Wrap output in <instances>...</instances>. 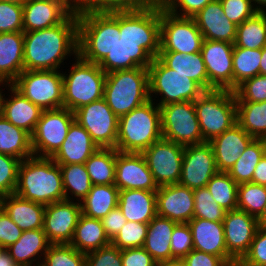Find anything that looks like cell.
Returning <instances> with one entry per match:
<instances>
[{"instance_id": "obj_1", "label": "cell", "mask_w": 266, "mask_h": 266, "mask_svg": "<svg viewBox=\"0 0 266 266\" xmlns=\"http://www.w3.org/2000/svg\"><path fill=\"white\" fill-rule=\"evenodd\" d=\"M72 50L77 56V13L54 27L24 32V70H57Z\"/></svg>"}, {"instance_id": "obj_2", "label": "cell", "mask_w": 266, "mask_h": 266, "mask_svg": "<svg viewBox=\"0 0 266 266\" xmlns=\"http://www.w3.org/2000/svg\"><path fill=\"white\" fill-rule=\"evenodd\" d=\"M14 194L44 206L65 200L60 166L48 157L22 160Z\"/></svg>"}, {"instance_id": "obj_3", "label": "cell", "mask_w": 266, "mask_h": 266, "mask_svg": "<svg viewBox=\"0 0 266 266\" xmlns=\"http://www.w3.org/2000/svg\"><path fill=\"white\" fill-rule=\"evenodd\" d=\"M78 55L99 64L120 39L119 11H78Z\"/></svg>"}, {"instance_id": "obj_4", "label": "cell", "mask_w": 266, "mask_h": 266, "mask_svg": "<svg viewBox=\"0 0 266 266\" xmlns=\"http://www.w3.org/2000/svg\"><path fill=\"white\" fill-rule=\"evenodd\" d=\"M152 98L119 118L116 150L142 153L162 138L160 107Z\"/></svg>"}, {"instance_id": "obj_5", "label": "cell", "mask_w": 266, "mask_h": 266, "mask_svg": "<svg viewBox=\"0 0 266 266\" xmlns=\"http://www.w3.org/2000/svg\"><path fill=\"white\" fill-rule=\"evenodd\" d=\"M148 68L136 67L106 74L104 99L120 118L151 99Z\"/></svg>"}, {"instance_id": "obj_6", "label": "cell", "mask_w": 266, "mask_h": 266, "mask_svg": "<svg viewBox=\"0 0 266 266\" xmlns=\"http://www.w3.org/2000/svg\"><path fill=\"white\" fill-rule=\"evenodd\" d=\"M106 73L98 64L77 55L68 76L63 75V108L74 112L104 97Z\"/></svg>"}, {"instance_id": "obj_7", "label": "cell", "mask_w": 266, "mask_h": 266, "mask_svg": "<svg viewBox=\"0 0 266 266\" xmlns=\"http://www.w3.org/2000/svg\"><path fill=\"white\" fill-rule=\"evenodd\" d=\"M203 140L209 142L237 123L234 91H205L194 101Z\"/></svg>"}, {"instance_id": "obj_8", "label": "cell", "mask_w": 266, "mask_h": 266, "mask_svg": "<svg viewBox=\"0 0 266 266\" xmlns=\"http://www.w3.org/2000/svg\"><path fill=\"white\" fill-rule=\"evenodd\" d=\"M120 38L123 42L140 43L153 58L160 52V3L150 7L119 11Z\"/></svg>"}, {"instance_id": "obj_9", "label": "cell", "mask_w": 266, "mask_h": 266, "mask_svg": "<svg viewBox=\"0 0 266 266\" xmlns=\"http://www.w3.org/2000/svg\"><path fill=\"white\" fill-rule=\"evenodd\" d=\"M11 85L42 110L63 108V74L56 70H24Z\"/></svg>"}, {"instance_id": "obj_10", "label": "cell", "mask_w": 266, "mask_h": 266, "mask_svg": "<svg viewBox=\"0 0 266 266\" xmlns=\"http://www.w3.org/2000/svg\"><path fill=\"white\" fill-rule=\"evenodd\" d=\"M149 93L164 95L158 106L170 103L195 101L205 90L195 81L168 68L158 57L148 67Z\"/></svg>"}, {"instance_id": "obj_11", "label": "cell", "mask_w": 266, "mask_h": 266, "mask_svg": "<svg viewBox=\"0 0 266 266\" xmlns=\"http://www.w3.org/2000/svg\"><path fill=\"white\" fill-rule=\"evenodd\" d=\"M162 138L182 146L205 142L197 119L194 101L176 102L160 107Z\"/></svg>"}, {"instance_id": "obj_12", "label": "cell", "mask_w": 266, "mask_h": 266, "mask_svg": "<svg viewBox=\"0 0 266 266\" xmlns=\"http://www.w3.org/2000/svg\"><path fill=\"white\" fill-rule=\"evenodd\" d=\"M203 41L193 18L172 15L160 5V52H200Z\"/></svg>"}, {"instance_id": "obj_13", "label": "cell", "mask_w": 266, "mask_h": 266, "mask_svg": "<svg viewBox=\"0 0 266 266\" xmlns=\"http://www.w3.org/2000/svg\"><path fill=\"white\" fill-rule=\"evenodd\" d=\"M74 120V112L67 108L43 110L31 135L34 156L42 151V155L37 157L51 158L65 141L69 127Z\"/></svg>"}, {"instance_id": "obj_14", "label": "cell", "mask_w": 266, "mask_h": 266, "mask_svg": "<svg viewBox=\"0 0 266 266\" xmlns=\"http://www.w3.org/2000/svg\"><path fill=\"white\" fill-rule=\"evenodd\" d=\"M74 118L99 148H116L119 118L104 98L75 110Z\"/></svg>"}, {"instance_id": "obj_15", "label": "cell", "mask_w": 266, "mask_h": 266, "mask_svg": "<svg viewBox=\"0 0 266 266\" xmlns=\"http://www.w3.org/2000/svg\"><path fill=\"white\" fill-rule=\"evenodd\" d=\"M185 146L161 138L142 152L157 186L178 184Z\"/></svg>"}, {"instance_id": "obj_16", "label": "cell", "mask_w": 266, "mask_h": 266, "mask_svg": "<svg viewBox=\"0 0 266 266\" xmlns=\"http://www.w3.org/2000/svg\"><path fill=\"white\" fill-rule=\"evenodd\" d=\"M233 47L225 41H203L200 52L208 74V91H233Z\"/></svg>"}, {"instance_id": "obj_17", "label": "cell", "mask_w": 266, "mask_h": 266, "mask_svg": "<svg viewBox=\"0 0 266 266\" xmlns=\"http://www.w3.org/2000/svg\"><path fill=\"white\" fill-rule=\"evenodd\" d=\"M218 172L209 142L185 146L179 183L192 190L206 187Z\"/></svg>"}, {"instance_id": "obj_18", "label": "cell", "mask_w": 266, "mask_h": 266, "mask_svg": "<svg viewBox=\"0 0 266 266\" xmlns=\"http://www.w3.org/2000/svg\"><path fill=\"white\" fill-rule=\"evenodd\" d=\"M81 211V203L70 200L54 202L45 207L43 230L51 244H70Z\"/></svg>"}, {"instance_id": "obj_19", "label": "cell", "mask_w": 266, "mask_h": 266, "mask_svg": "<svg viewBox=\"0 0 266 266\" xmlns=\"http://www.w3.org/2000/svg\"><path fill=\"white\" fill-rule=\"evenodd\" d=\"M259 223L256 217L239 209L226 212L223 219L228 254L239 263L248 253Z\"/></svg>"}, {"instance_id": "obj_20", "label": "cell", "mask_w": 266, "mask_h": 266, "mask_svg": "<svg viewBox=\"0 0 266 266\" xmlns=\"http://www.w3.org/2000/svg\"><path fill=\"white\" fill-rule=\"evenodd\" d=\"M114 185L119 190H158L142 153L117 151Z\"/></svg>"}, {"instance_id": "obj_21", "label": "cell", "mask_w": 266, "mask_h": 266, "mask_svg": "<svg viewBox=\"0 0 266 266\" xmlns=\"http://www.w3.org/2000/svg\"><path fill=\"white\" fill-rule=\"evenodd\" d=\"M194 190L180 184L159 186L156 191L157 216L177 223H188L194 218Z\"/></svg>"}, {"instance_id": "obj_22", "label": "cell", "mask_w": 266, "mask_h": 266, "mask_svg": "<svg viewBox=\"0 0 266 266\" xmlns=\"http://www.w3.org/2000/svg\"><path fill=\"white\" fill-rule=\"evenodd\" d=\"M254 139L238 123L211 139L218 172H228Z\"/></svg>"}, {"instance_id": "obj_23", "label": "cell", "mask_w": 266, "mask_h": 266, "mask_svg": "<svg viewBox=\"0 0 266 266\" xmlns=\"http://www.w3.org/2000/svg\"><path fill=\"white\" fill-rule=\"evenodd\" d=\"M204 40L234 44L237 26L223 12L220 0H213L192 17Z\"/></svg>"}, {"instance_id": "obj_24", "label": "cell", "mask_w": 266, "mask_h": 266, "mask_svg": "<svg viewBox=\"0 0 266 266\" xmlns=\"http://www.w3.org/2000/svg\"><path fill=\"white\" fill-rule=\"evenodd\" d=\"M188 225L195 250L222 257L229 265L237 263L227 252L223 222L193 218Z\"/></svg>"}, {"instance_id": "obj_25", "label": "cell", "mask_w": 266, "mask_h": 266, "mask_svg": "<svg viewBox=\"0 0 266 266\" xmlns=\"http://www.w3.org/2000/svg\"><path fill=\"white\" fill-rule=\"evenodd\" d=\"M99 147L90 134L74 120L65 141L51 157L58 165L84 164Z\"/></svg>"}, {"instance_id": "obj_26", "label": "cell", "mask_w": 266, "mask_h": 266, "mask_svg": "<svg viewBox=\"0 0 266 266\" xmlns=\"http://www.w3.org/2000/svg\"><path fill=\"white\" fill-rule=\"evenodd\" d=\"M154 58L140 43L123 42L117 39L112 51L98 64L107 74L136 67L148 68Z\"/></svg>"}, {"instance_id": "obj_27", "label": "cell", "mask_w": 266, "mask_h": 266, "mask_svg": "<svg viewBox=\"0 0 266 266\" xmlns=\"http://www.w3.org/2000/svg\"><path fill=\"white\" fill-rule=\"evenodd\" d=\"M10 89L14 97L9 101L4 100L0 92V114L11 124L32 135L43 110L24 97L11 84Z\"/></svg>"}, {"instance_id": "obj_28", "label": "cell", "mask_w": 266, "mask_h": 266, "mask_svg": "<svg viewBox=\"0 0 266 266\" xmlns=\"http://www.w3.org/2000/svg\"><path fill=\"white\" fill-rule=\"evenodd\" d=\"M69 15L61 4L28 0L23 4V32L54 27L61 24Z\"/></svg>"}, {"instance_id": "obj_29", "label": "cell", "mask_w": 266, "mask_h": 266, "mask_svg": "<svg viewBox=\"0 0 266 266\" xmlns=\"http://www.w3.org/2000/svg\"><path fill=\"white\" fill-rule=\"evenodd\" d=\"M24 71V32L0 33V81L11 84Z\"/></svg>"}, {"instance_id": "obj_30", "label": "cell", "mask_w": 266, "mask_h": 266, "mask_svg": "<svg viewBox=\"0 0 266 266\" xmlns=\"http://www.w3.org/2000/svg\"><path fill=\"white\" fill-rule=\"evenodd\" d=\"M118 207L127 221L148 224L156 215V191L120 190Z\"/></svg>"}, {"instance_id": "obj_31", "label": "cell", "mask_w": 266, "mask_h": 266, "mask_svg": "<svg viewBox=\"0 0 266 266\" xmlns=\"http://www.w3.org/2000/svg\"><path fill=\"white\" fill-rule=\"evenodd\" d=\"M0 207L23 231L43 228L45 207L16 194L0 198Z\"/></svg>"}, {"instance_id": "obj_32", "label": "cell", "mask_w": 266, "mask_h": 266, "mask_svg": "<svg viewBox=\"0 0 266 266\" xmlns=\"http://www.w3.org/2000/svg\"><path fill=\"white\" fill-rule=\"evenodd\" d=\"M177 222L155 216L149 223L143 248L159 263L172 262L171 235Z\"/></svg>"}, {"instance_id": "obj_33", "label": "cell", "mask_w": 266, "mask_h": 266, "mask_svg": "<svg viewBox=\"0 0 266 266\" xmlns=\"http://www.w3.org/2000/svg\"><path fill=\"white\" fill-rule=\"evenodd\" d=\"M158 58L170 69L186 75L208 91V74L201 52H159Z\"/></svg>"}, {"instance_id": "obj_34", "label": "cell", "mask_w": 266, "mask_h": 266, "mask_svg": "<svg viewBox=\"0 0 266 266\" xmlns=\"http://www.w3.org/2000/svg\"><path fill=\"white\" fill-rule=\"evenodd\" d=\"M111 243L106 236L101 219H95L81 214L75 227L70 245L79 252L89 253Z\"/></svg>"}, {"instance_id": "obj_35", "label": "cell", "mask_w": 266, "mask_h": 266, "mask_svg": "<svg viewBox=\"0 0 266 266\" xmlns=\"http://www.w3.org/2000/svg\"><path fill=\"white\" fill-rule=\"evenodd\" d=\"M0 154L14 156L21 161L34 156L31 135L11 124L0 114Z\"/></svg>"}, {"instance_id": "obj_36", "label": "cell", "mask_w": 266, "mask_h": 266, "mask_svg": "<svg viewBox=\"0 0 266 266\" xmlns=\"http://www.w3.org/2000/svg\"><path fill=\"white\" fill-rule=\"evenodd\" d=\"M120 190L114 185H92L83 199L81 211L87 217L102 219L118 206Z\"/></svg>"}, {"instance_id": "obj_37", "label": "cell", "mask_w": 266, "mask_h": 266, "mask_svg": "<svg viewBox=\"0 0 266 266\" xmlns=\"http://www.w3.org/2000/svg\"><path fill=\"white\" fill-rule=\"evenodd\" d=\"M49 242L43 228L23 231L21 237L6 250L19 266H31L30 258L39 254V251L48 250Z\"/></svg>"}, {"instance_id": "obj_38", "label": "cell", "mask_w": 266, "mask_h": 266, "mask_svg": "<svg viewBox=\"0 0 266 266\" xmlns=\"http://www.w3.org/2000/svg\"><path fill=\"white\" fill-rule=\"evenodd\" d=\"M117 150L99 148L84 163L92 185H110L115 182Z\"/></svg>"}, {"instance_id": "obj_39", "label": "cell", "mask_w": 266, "mask_h": 266, "mask_svg": "<svg viewBox=\"0 0 266 266\" xmlns=\"http://www.w3.org/2000/svg\"><path fill=\"white\" fill-rule=\"evenodd\" d=\"M237 123L255 139H266V101H236Z\"/></svg>"}, {"instance_id": "obj_40", "label": "cell", "mask_w": 266, "mask_h": 266, "mask_svg": "<svg viewBox=\"0 0 266 266\" xmlns=\"http://www.w3.org/2000/svg\"><path fill=\"white\" fill-rule=\"evenodd\" d=\"M266 45V13L257 12L253 17L237 25L234 46L262 49Z\"/></svg>"}, {"instance_id": "obj_41", "label": "cell", "mask_w": 266, "mask_h": 266, "mask_svg": "<svg viewBox=\"0 0 266 266\" xmlns=\"http://www.w3.org/2000/svg\"><path fill=\"white\" fill-rule=\"evenodd\" d=\"M266 139H254L227 172L237 183L252 182L253 172L265 155Z\"/></svg>"}, {"instance_id": "obj_42", "label": "cell", "mask_w": 266, "mask_h": 266, "mask_svg": "<svg viewBox=\"0 0 266 266\" xmlns=\"http://www.w3.org/2000/svg\"><path fill=\"white\" fill-rule=\"evenodd\" d=\"M262 49L233 47V91L245 80L260 75Z\"/></svg>"}, {"instance_id": "obj_43", "label": "cell", "mask_w": 266, "mask_h": 266, "mask_svg": "<svg viewBox=\"0 0 266 266\" xmlns=\"http://www.w3.org/2000/svg\"><path fill=\"white\" fill-rule=\"evenodd\" d=\"M206 188L224 210L228 212L237 209L238 184L227 172H217L207 183Z\"/></svg>"}, {"instance_id": "obj_44", "label": "cell", "mask_w": 266, "mask_h": 266, "mask_svg": "<svg viewBox=\"0 0 266 266\" xmlns=\"http://www.w3.org/2000/svg\"><path fill=\"white\" fill-rule=\"evenodd\" d=\"M62 175L63 190L65 200H69L67 196L68 189L72 194L80 197L82 200L91 190L92 183L84 164L59 165Z\"/></svg>"}, {"instance_id": "obj_45", "label": "cell", "mask_w": 266, "mask_h": 266, "mask_svg": "<svg viewBox=\"0 0 266 266\" xmlns=\"http://www.w3.org/2000/svg\"><path fill=\"white\" fill-rule=\"evenodd\" d=\"M266 205V186L246 182L238 184L237 209L258 218Z\"/></svg>"}, {"instance_id": "obj_46", "label": "cell", "mask_w": 266, "mask_h": 266, "mask_svg": "<svg viewBox=\"0 0 266 266\" xmlns=\"http://www.w3.org/2000/svg\"><path fill=\"white\" fill-rule=\"evenodd\" d=\"M38 266H86V254L70 244H51Z\"/></svg>"}, {"instance_id": "obj_47", "label": "cell", "mask_w": 266, "mask_h": 266, "mask_svg": "<svg viewBox=\"0 0 266 266\" xmlns=\"http://www.w3.org/2000/svg\"><path fill=\"white\" fill-rule=\"evenodd\" d=\"M194 203V218L223 222L227 211L216 203L206 187L194 190Z\"/></svg>"}, {"instance_id": "obj_48", "label": "cell", "mask_w": 266, "mask_h": 266, "mask_svg": "<svg viewBox=\"0 0 266 266\" xmlns=\"http://www.w3.org/2000/svg\"><path fill=\"white\" fill-rule=\"evenodd\" d=\"M157 0H88L78 11H134L150 7Z\"/></svg>"}, {"instance_id": "obj_49", "label": "cell", "mask_w": 266, "mask_h": 266, "mask_svg": "<svg viewBox=\"0 0 266 266\" xmlns=\"http://www.w3.org/2000/svg\"><path fill=\"white\" fill-rule=\"evenodd\" d=\"M148 224L127 221L111 240V244L122 249L143 247L147 236Z\"/></svg>"}, {"instance_id": "obj_50", "label": "cell", "mask_w": 266, "mask_h": 266, "mask_svg": "<svg viewBox=\"0 0 266 266\" xmlns=\"http://www.w3.org/2000/svg\"><path fill=\"white\" fill-rule=\"evenodd\" d=\"M20 162L14 156L0 154V198L14 194Z\"/></svg>"}, {"instance_id": "obj_51", "label": "cell", "mask_w": 266, "mask_h": 266, "mask_svg": "<svg viewBox=\"0 0 266 266\" xmlns=\"http://www.w3.org/2000/svg\"><path fill=\"white\" fill-rule=\"evenodd\" d=\"M172 262L181 261L194 249L193 238L188 223H177L171 235Z\"/></svg>"}, {"instance_id": "obj_52", "label": "cell", "mask_w": 266, "mask_h": 266, "mask_svg": "<svg viewBox=\"0 0 266 266\" xmlns=\"http://www.w3.org/2000/svg\"><path fill=\"white\" fill-rule=\"evenodd\" d=\"M236 101H266V75H256L245 80L235 90Z\"/></svg>"}, {"instance_id": "obj_53", "label": "cell", "mask_w": 266, "mask_h": 266, "mask_svg": "<svg viewBox=\"0 0 266 266\" xmlns=\"http://www.w3.org/2000/svg\"><path fill=\"white\" fill-rule=\"evenodd\" d=\"M23 32V5L0 1V33Z\"/></svg>"}, {"instance_id": "obj_54", "label": "cell", "mask_w": 266, "mask_h": 266, "mask_svg": "<svg viewBox=\"0 0 266 266\" xmlns=\"http://www.w3.org/2000/svg\"><path fill=\"white\" fill-rule=\"evenodd\" d=\"M225 16L236 26L253 17L257 12H264L262 7L253 8L252 0H220Z\"/></svg>"}, {"instance_id": "obj_55", "label": "cell", "mask_w": 266, "mask_h": 266, "mask_svg": "<svg viewBox=\"0 0 266 266\" xmlns=\"http://www.w3.org/2000/svg\"><path fill=\"white\" fill-rule=\"evenodd\" d=\"M239 263L242 266H266V226L259 225L248 253Z\"/></svg>"}, {"instance_id": "obj_56", "label": "cell", "mask_w": 266, "mask_h": 266, "mask_svg": "<svg viewBox=\"0 0 266 266\" xmlns=\"http://www.w3.org/2000/svg\"><path fill=\"white\" fill-rule=\"evenodd\" d=\"M86 266H122L121 250L113 244L86 254Z\"/></svg>"}, {"instance_id": "obj_57", "label": "cell", "mask_w": 266, "mask_h": 266, "mask_svg": "<svg viewBox=\"0 0 266 266\" xmlns=\"http://www.w3.org/2000/svg\"><path fill=\"white\" fill-rule=\"evenodd\" d=\"M162 9L166 12L178 16L177 7H181L183 14L179 17H189L192 18L199 11H201L208 3L213 0H157Z\"/></svg>"}, {"instance_id": "obj_58", "label": "cell", "mask_w": 266, "mask_h": 266, "mask_svg": "<svg viewBox=\"0 0 266 266\" xmlns=\"http://www.w3.org/2000/svg\"><path fill=\"white\" fill-rule=\"evenodd\" d=\"M23 230L12 221L8 214L0 207V246L2 249L14 244L22 235Z\"/></svg>"}, {"instance_id": "obj_59", "label": "cell", "mask_w": 266, "mask_h": 266, "mask_svg": "<svg viewBox=\"0 0 266 266\" xmlns=\"http://www.w3.org/2000/svg\"><path fill=\"white\" fill-rule=\"evenodd\" d=\"M122 266H157V262L143 248H127L121 250Z\"/></svg>"}, {"instance_id": "obj_60", "label": "cell", "mask_w": 266, "mask_h": 266, "mask_svg": "<svg viewBox=\"0 0 266 266\" xmlns=\"http://www.w3.org/2000/svg\"><path fill=\"white\" fill-rule=\"evenodd\" d=\"M183 266H229L222 258L193 249L181 261Z\"/></svg>"}, {"instance_id": "obj_61", "label": "cell", "mask_w": 266, "mask_h": 266, "mask_svg": "<svg viewBox=\"0 0 266 266\" xmlns=\"http://www.w3.org/2000/svg\"><path fill=\"white\" fill-rule=\"evenodd\" d=\"M102 226L106 236L111 241L123 225L127 222V219L123 215L121 209L117 206L112 209L105 217L101 219Z\"/></svg>"}, {"instance_id": "obj_62", "label": "cell", "mask_w": 266, "mask_h": 266, "mask_svg": "<svg viewBox=\"0 0 266 266\" xmlns=\"http://www.w3.org/2000/svg\"><path fill=\"white\" fill-rule=\"evenodd\" d=\"M252 183L266 186V155L257 164L252 175Z\"/></svg>"}, {"instance_id": "obj_63", "label": "cell", "mask_w": 266, "mask_h": 266, "mask_svg": "<svg viewBox=\"0 0 266 266\" xmlns=\"http://www.w3.org/2000/svg\"><path fill=\"white\" fill-rule=\"evenodd\" d=\"M0 266H19L6 249L0 250Z\"/></svg>"}, {"instance_id": "obj_64", "label": "cell", "mask_w": 266, "mask_h": 266, "mask_svg": "<svg viewBox=\"0 0 266 266\" xmlns=\"http://www.w3.org/2000/svg\"><path fill=\"white\" fill-rule=\"evenodd\" d=\"M38 1H49L53 3H58L61 4L70 14L78 13V10L74 7L72 3L69 2V0H38Z\"/></svg>"}, {"instance_id": "obj_65", "label": "cell", "mask_w": 266, "mask_h": 266, "mask_svg": "<svg viewBox=\"0 0 266 266\" xmlns=\"http://www.w3.org/2000/svg\"><path fill=\"white\" fill-rule=\"evenodd\" d=\"M260 75H266V45L262 48Z\"/></svg>"}, {"instance_id": "obj_66", "label": "cell", "mask_w": 266, "mask_h": 266, "mask_svg": "<svg viewBox=\"0 0 266 266\" xmlns=\"http://www.w3.org/2000/svg\"><path fill=\"white\" fill-rule=\"evenodd\" d=\"M259 225L266 226V205L262 214L257 218Z\"/></svg>"}, {"instance_id": "obj_67", "label": "cell", "mask_w": 266, "mask_h": 266, "mask_svg": "<svg viewBox=\"0 0 266 266\" xmlns=\"http://www.w3.org/2000/svg\"><path fill=\"white\" fill-rule=\"evenodd\" d=\"M71 0H69L70 2ZM88 0H73L72 3L74 2V7L79 10Z\"/></svg>"}, {"instance_id": "obj_68", "label": "cell", "mask_w": 266, "mask_h": 266, "mask_svg": "<svg viewBox=\"0 0 266 266\" xmlns=\"http://www.w3.org/2000/svg\"><path fill=\"white\" fill-rule=\"evenodd\" d=\"M157 266H183L180 261L175 262H167V263H159Z\"/></svg>"}, {"instance_id": "obj_69", "label": "cell", "mask_w": 266, "mask_h": 266, "mask_svg": "<svg viewBox=\"0 0 266 266\" xmlns=\"http://www.w3.org/2000/svg\"><path fill=\"white\" fill-rule=\"evenodd\" d=\"M0 1H5L9 3H14V4H20L23 5L25 4L28 0H0Z\"/></svg>"}, {"instance_id": "obj_70", "label": "cell", "mask_w": 266, "mask_h": 266, "mask_svg": "<svg viewBox=\"0 0 266 266\" xmlns=\"http://www.w3.org/2000/svg\"><path fill=\"white\" fill-rule=\"evenodd\" d=\"M255 1V3L257 2L260 5L266 6V0H252V2Z\"/></svg>"}, {"instance_id": "obj_71", "label": "cell", "mask_w": 266, "mask_h": 266, "mask_svg": "<svg viewBox=\"0 0 266 266\" xmlns=\"http://www.w3.org/2000/svg\"><path fill=\"white\" fill-rule=\"evenodd\" d=\"M229 266H242L240 263H234V264H231Z\"/></svg>"}]
</instances>
